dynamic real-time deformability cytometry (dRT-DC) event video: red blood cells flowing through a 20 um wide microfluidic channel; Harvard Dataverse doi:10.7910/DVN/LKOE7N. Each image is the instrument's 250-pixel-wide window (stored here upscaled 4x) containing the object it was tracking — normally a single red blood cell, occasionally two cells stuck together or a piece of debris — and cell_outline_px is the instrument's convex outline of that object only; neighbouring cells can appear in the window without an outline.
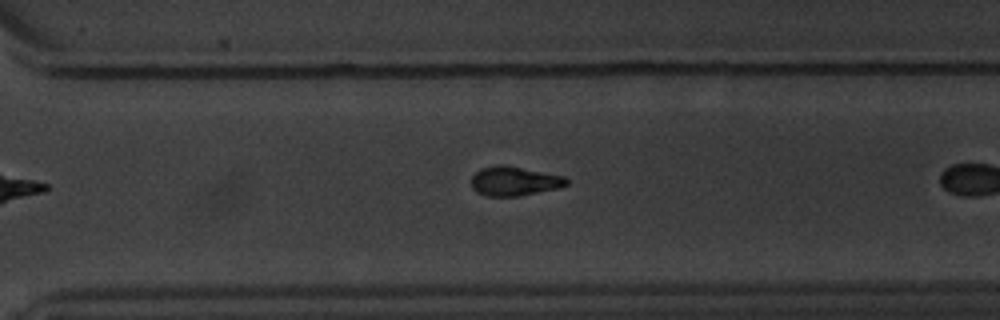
{"species": "common noctule bat (a hibernating species)", "species_latin": "Nyctalus noctula", "temperature_condition": "warm", "stored_images_in_passage": 28, "camera_frame_rate_fps": 3000, "um_per_image_px": 0.085, "animal": {"sex": "male", "body_mass_g": 20.1, "forearm_length_mm": 53.5}, "frame": {"image": 1, "passage_image": 24, "time_ms": 7.667, "image_size_px": [1000, 320], "cell_outline_px": [[568, 184], [556, 188], [520, 196], [484, 196], [476, 192], [472, 188], [472, 176], [480, 168], [496, 164], [504, 164], [564, 176], [568, 180]], "centroid_in_image_um": [43.67, 15.39], "position_along_channel_um": 326.9, "area_um2": 16.3}}